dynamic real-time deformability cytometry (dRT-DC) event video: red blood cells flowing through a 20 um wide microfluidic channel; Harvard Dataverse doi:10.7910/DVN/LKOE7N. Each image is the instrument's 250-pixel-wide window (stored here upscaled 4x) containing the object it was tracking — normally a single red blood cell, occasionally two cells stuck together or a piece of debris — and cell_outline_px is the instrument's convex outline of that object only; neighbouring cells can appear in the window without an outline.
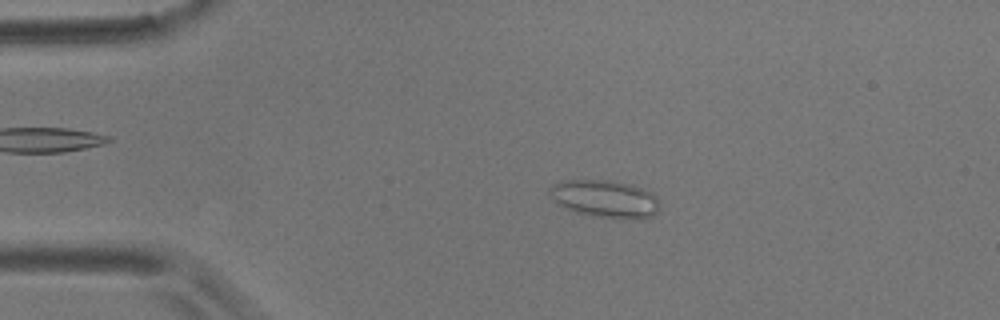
{"species": "common noctule bat (a hibernating species)", "species_latin": "Nyctalus noctula", "temperature_condition": "room temperature", "stored_images_in_passage": 6, "camera_frame_rate_fps": 3000, "um_per_image_px": 0.085, "animal": {"sex": "male", "body_mass_g": 17.9}, "frame": {"image": 1, "passage_image": 3, "time_ms": 2.667, "image_size_px": [1000, 320], "cell_outline_px": [[660, 208], [652, 216], [632, 220], [620, 220], [592, 216], [576, 212], [564, 208], [556, 204], [548, 192], [548, 188], [552, 184], [564, 180], [608, 180], [632, 184], [644, 188], [652, 192], [656, 196]], "centroid_in_image_um": [51.42, 16.91], "position_along_channel_um": 33.6, "area_um2": 24.74}}
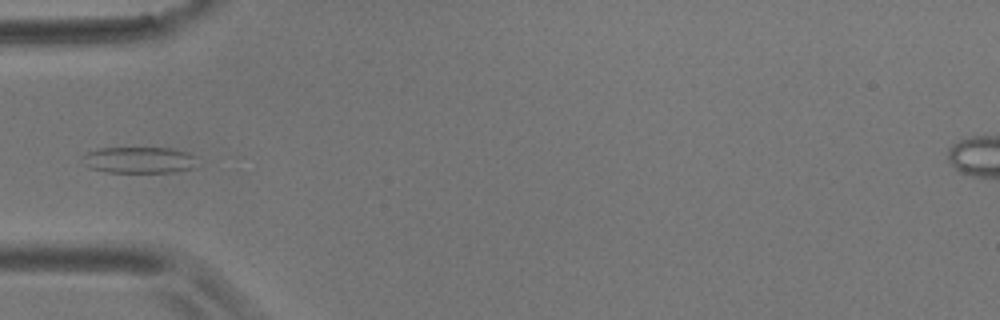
{"frame": {"image": 2, "passage_image": 5, "time_ms": 5.0, "image_size_px": [1000, 320], "cell_outline_px": [[196, 168], [176, 172], [104, 172], [88, 168], [84, 164], [84, 156], [88, 152], [100, 148], [172, 148], [188, 152], [192, 156]], "centroid_in_image_um": [11.82, 13.61], "position_along_channel_um": 73.2, "area_um2": 17.57}}
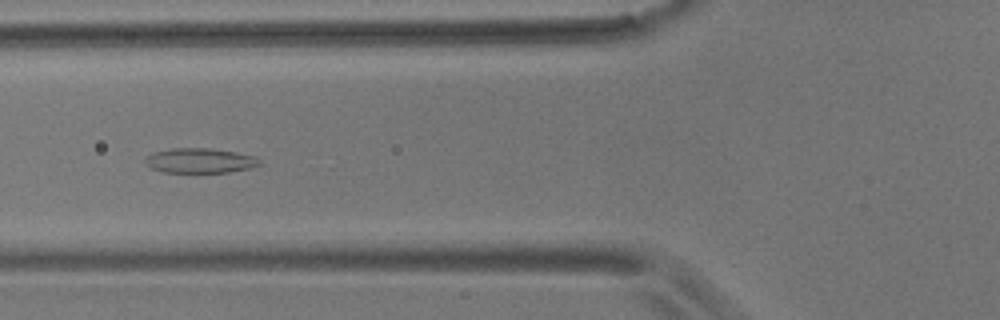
{"frame": {"image": 3, "passage_image": 6, "time_ms": 6.0, "image_size_px": [1000, 320], "cell_outline_px": [[260, 164], [248, 168], [228, 172], [164, 172], [152, 168], [144, 160], [152, 152], [172, 148], [212, 148], [236, 152], [252, 156], [260, 160]], "centroid_in_image_um": [16.97, 13.64], "position_along_channel_um": 108.8, "area_um2": 16.3}}